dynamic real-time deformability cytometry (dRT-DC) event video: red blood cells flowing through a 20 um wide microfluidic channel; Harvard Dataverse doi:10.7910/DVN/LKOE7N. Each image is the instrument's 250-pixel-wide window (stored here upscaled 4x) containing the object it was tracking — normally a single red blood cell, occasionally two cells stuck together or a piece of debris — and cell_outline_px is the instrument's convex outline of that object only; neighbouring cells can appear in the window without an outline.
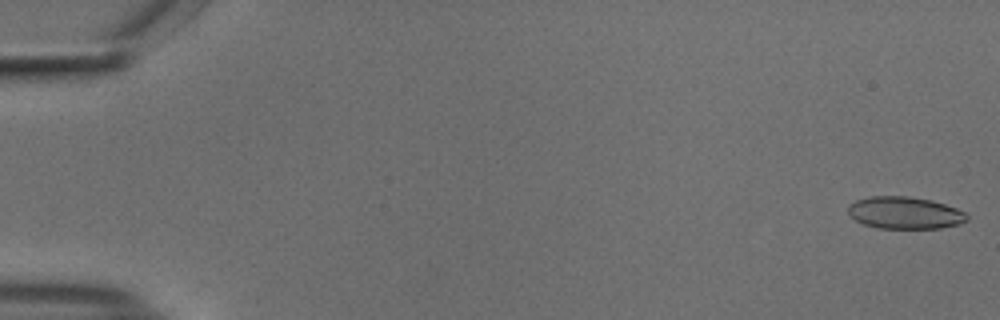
{"species": "common noctule bat (a hibernating species)", "species_latin": "Nyctalus noctula", "temperature_condition": "cold", "stored_images_in_passage": 54, "camera_frame_rate_fps": 3000, "um_per_image_px": 0.085, "animal": {"sex": "male", "body_mass_g": 18.8}, "frame": {"image": 1, "passage_image": 1, "time_ms": 0.0, "image_size_px": [1000, 320], "cell_outline_px": [[968, 220], [960, 224], [940, 228], [876, 228], [864, 224], [856, 220], [848, 212], [848, 204], [856, 200], [868, 196], [908, 196], [932, 200], [956, 208], [964, 212], [968, 216]], "centroid_in_image_um": [76.9, 18.08], "position_along_channel_um": 8.1, "area_um2": 22.31}}
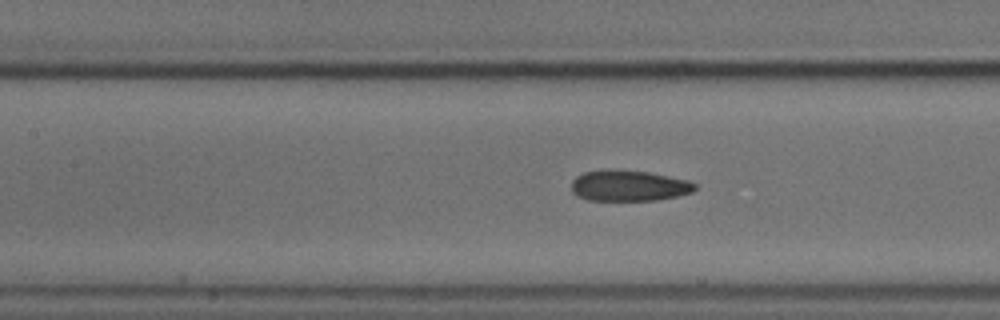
{"frame": {"image": 2, "passage_image": 25, "time_ms": 8.0, "image_size_px": [1000, 320], "cell_outline_px": [[696, 188], [692, 192], [676, 196], [656, 200], [588, 200], [576, 196], [572, 192], [572, 180], [576, 176], [584, 172], [648, 172], [688, 180], [696, 184]], "centroid_in_image_um": [53.47, 15.82], "position_along_channel_um": 153.9, "area_um2": 21.44}}
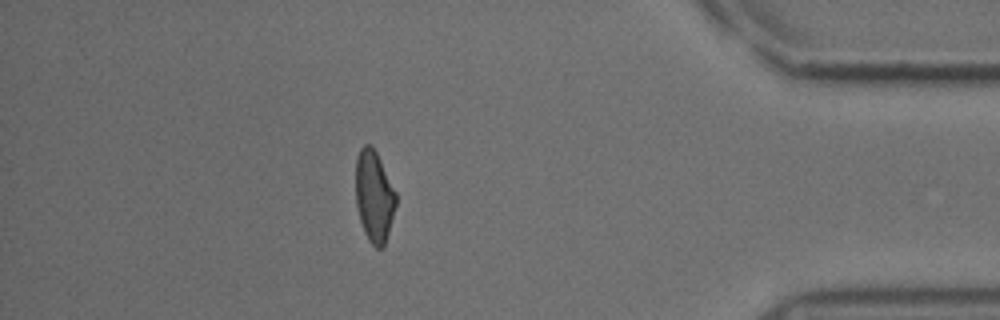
{"frame": {"image": 3, "passage_image": 48, "time_ms": 15.667, "image_size_px": [1000, 320], "cell_outline_px": [[396, 204], [384, 248], [376, 248], [368, 240], [364, 232], [356, 208], [356, 160], [360, 148], [364, 144], [372, 144], [396, 192]], "centroid_in_image_um": [31.79, 16.69], "position_along_channel_um": 403.4, "area_um2": 21.44}, "authors_computed_cell_mechanics": {"area_um2": 22.5998, "velocity_mm_per_s": 3.7398, "shape_relaxation_time_tau1_ms": 7.5154, "shape_relaxation_time_tau2_ms": 2.6874, "deformation_change_tau1": 0.1866, "deformation_change_tau2": 0.1051}}